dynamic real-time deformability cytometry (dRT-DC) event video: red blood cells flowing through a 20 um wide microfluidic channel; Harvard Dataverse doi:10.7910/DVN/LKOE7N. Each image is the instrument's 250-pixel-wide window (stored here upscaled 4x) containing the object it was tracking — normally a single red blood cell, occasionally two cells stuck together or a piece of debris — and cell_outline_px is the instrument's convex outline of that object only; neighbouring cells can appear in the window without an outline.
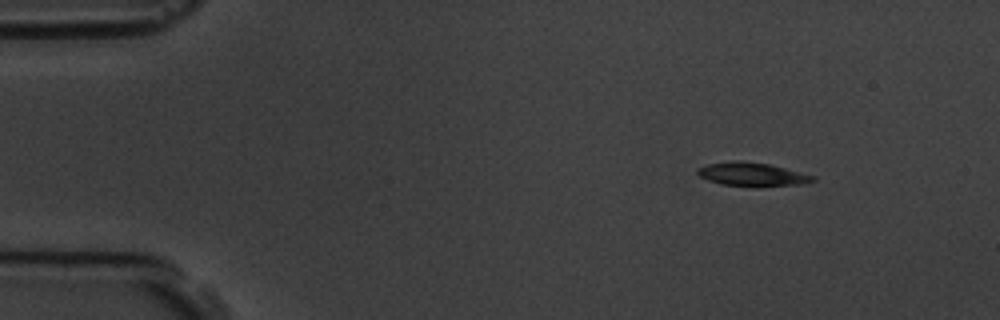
{"species": "common noctule bat (a hibernating species)", "species_latin": "Nyctalus noctula", "temperature_condition": "room temperature", "stored_images_in_passage": 5, "camera_frame_rate_fps": 3000, "um_per_image_px": 0.085, "animal": {"sex": "male", "body_mass_g": 19.5, "forearm_length_mm": 54.6}, "frame": {"image": 1, "passage_image": 1, "time_ms": 0.0, "image_size_px": [1000, 320], "cell_outline_px": [[816, 180], [800, 184], [756, 188], [724, 184], [708, 180], [700, 176], [696, 172], [696, 168], [708, 164], [732, 160], [740, 160], [768, 164], [816, 176]], "centroid_in_image_um": [63.92, 14.83], "position_along_channel_um": 21.1, "area_um2": 16.07}}
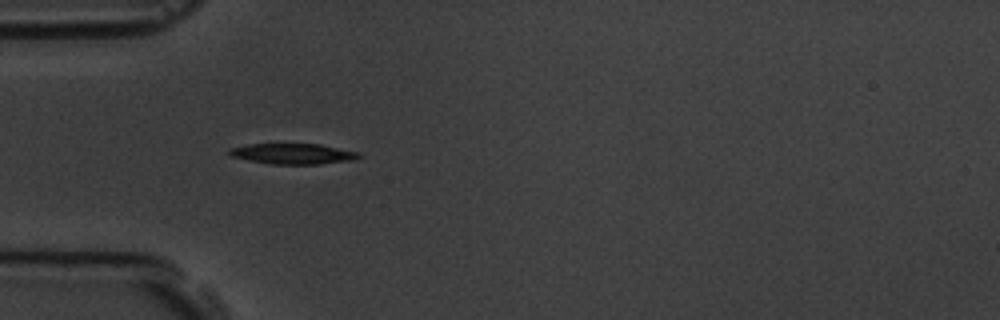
{"frame": {"image": 2, "passage_image": 4, "time_ms": 3.333, "image_size_px": [1000, 320], "cell_outline_px": [[360, 156], [356, 160], [320, 164], [272, 164], [248, 160], [232, 156], [228, 152], [228, 148], [248, 144], [320, 144], [360, 152]], "centroid_in_image_um": [24.93, 13.07], "position_along_channel_um": 60.1, "area_um2": 15.61}}
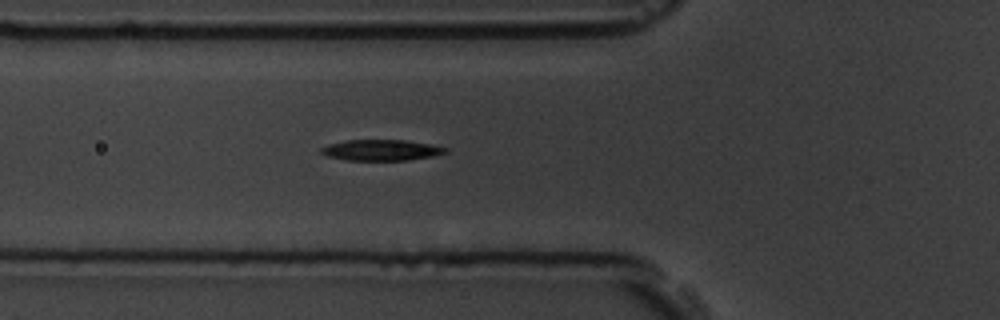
{"frame": {"image": 3, "passage_image": 5, "time_ms": 4.333, "image_size_px": [1000, 320], "cell_outline_px": [[448, 152], [432, 156], [408, 160], [348, 160], [324, 156], [320, 152], [320, 148], [328, 144], [344, 140], [404, 140], [432, 144], [448, 148]], "centroid_in_image_um": [32.38, 12.75], "position_along_channel_um": 93.4, "area_um2": 15.26}}